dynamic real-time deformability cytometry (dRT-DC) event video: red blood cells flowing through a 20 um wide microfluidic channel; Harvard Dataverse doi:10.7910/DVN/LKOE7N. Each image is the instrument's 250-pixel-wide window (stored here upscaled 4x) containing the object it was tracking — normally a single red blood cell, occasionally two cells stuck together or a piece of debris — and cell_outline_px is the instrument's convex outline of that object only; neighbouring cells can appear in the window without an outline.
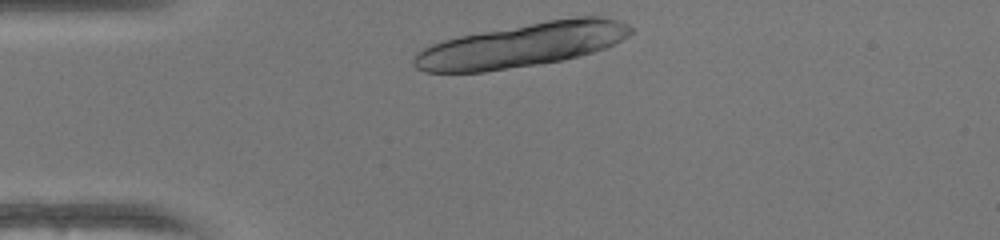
{"species": "human", "species_latin": "Homo sapiens", "temperature_condition": "warm", "stored_images_in_passage": 7, "camera_frame_rate_fps": 3000, "um_per_image_px": 0.085, "donor": {"sex": "female"}, "frame": {"image": 1, "passage_image": 1, "time_ms": 0.0, "image_size_px": [1000, 240], "cell_outline_px": [[632, 32], [628, 36], [604, 48], [580, 56], [564, 60], [540, 64], [484, 72], [424, 72], [416, 68], [412, 64], [412, 60], [416, 52], [432, 44], [444, 40], [460, 36], [548, 20], [576, 16], [600, 16], [616, 20], [628, 24], [632, 28]], "centroid_in_image_um": [44.35, 3.84], "position_along_channel_um": 40.6, "area_um2": 55.26}}